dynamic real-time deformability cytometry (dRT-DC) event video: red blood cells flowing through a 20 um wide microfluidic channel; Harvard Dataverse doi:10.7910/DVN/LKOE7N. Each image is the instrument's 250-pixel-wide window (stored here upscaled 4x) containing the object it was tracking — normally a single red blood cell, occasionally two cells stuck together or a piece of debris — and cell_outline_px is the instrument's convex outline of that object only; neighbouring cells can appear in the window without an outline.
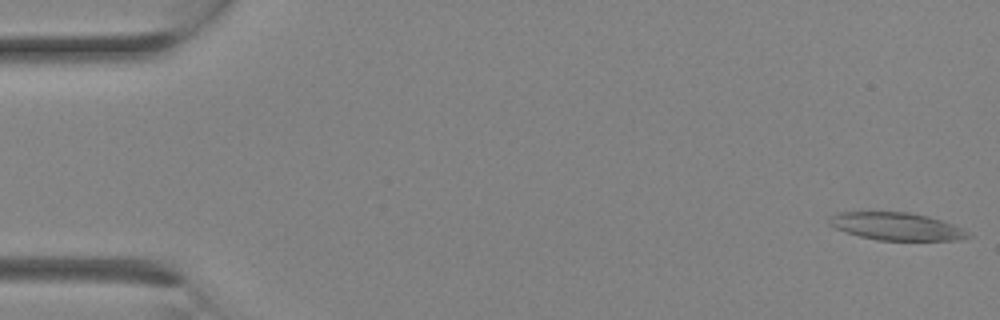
{"species": "Egyptian fruit bat (a non-hibernating species)", "species_latin": "Rousettus aegyptiacus", "temperature_condition": "room temperature", "stored_images_in_passage": 13, "camera_frame_rate_fps": 3000, "um_per_image_px": 0.085, "animal": {"sex": "female"}, "frame": {"image": 1, "passage_image": 1, "time_ms": 0.0, "image_size_px": [1000, 320], "cell_outline_px": [[972, 236], [960, 240], [876, 240], [860, 236], [836, 228], [828, 224], [828, 220], [836, 212], [908, 212], [928, 216], [952, 224], [960, 228]], "centroid_in_image_um": [76.18, 19.24], "position_along_channel_um": 8.8, "area_um2": 22.08}}
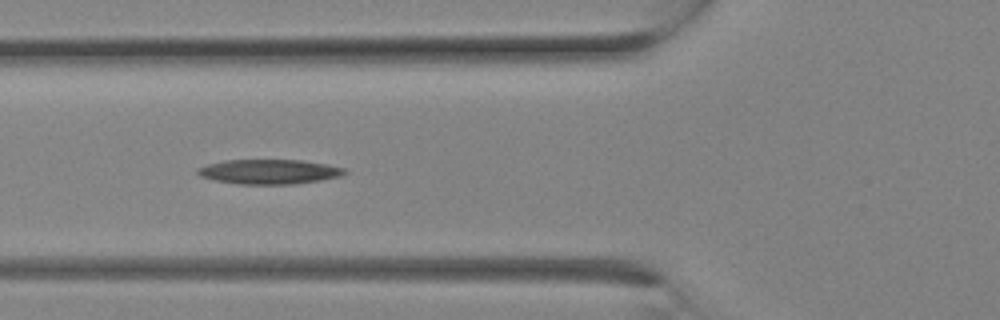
{"frame": {"image": 2, "passage_image": 10, "time_ms": 3.0, "image_size_px": [1000, 320], "cell_outline_px": [[348, 172], [340, 176], [320, 180], [292, 184], [240, 184], [216, 180], [200, 176], [196, 172], [196, 168], [208, 164], [224, 160], [300, 160], [328, 164], [344, 168]], "centroid_in_image_um": [22.88, 14.59], "position_along_channel_um": 102.9, "area_um2": 21.04}}
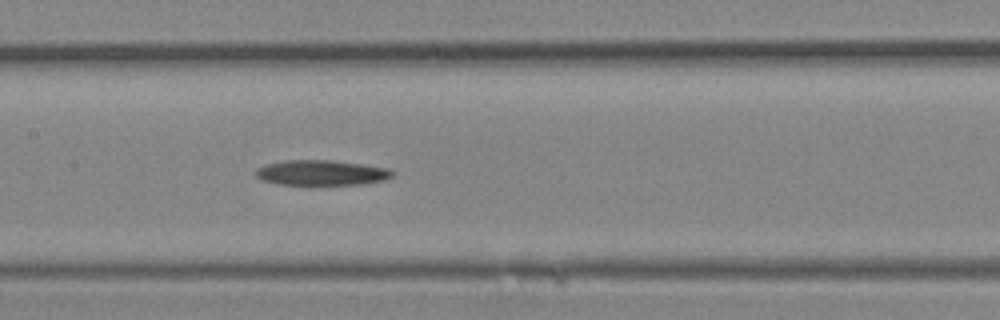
{"frame": {"image": 3, "passage_image": 13, "time_ms": 4.0, "image_size_px": [1000, 320], "cell_outline_px": [[396, 172], [392, 176], [384, 180], [360, 184], [280, 184], [260, 180], [256, 176], [256, 168], [264, 164], [284, 160], [332, 160], [388, 168]], "centroid_in_image_um": [27.29, 14.67], "position_along_channel_um": 180.1, "area_um2": 20.0}}